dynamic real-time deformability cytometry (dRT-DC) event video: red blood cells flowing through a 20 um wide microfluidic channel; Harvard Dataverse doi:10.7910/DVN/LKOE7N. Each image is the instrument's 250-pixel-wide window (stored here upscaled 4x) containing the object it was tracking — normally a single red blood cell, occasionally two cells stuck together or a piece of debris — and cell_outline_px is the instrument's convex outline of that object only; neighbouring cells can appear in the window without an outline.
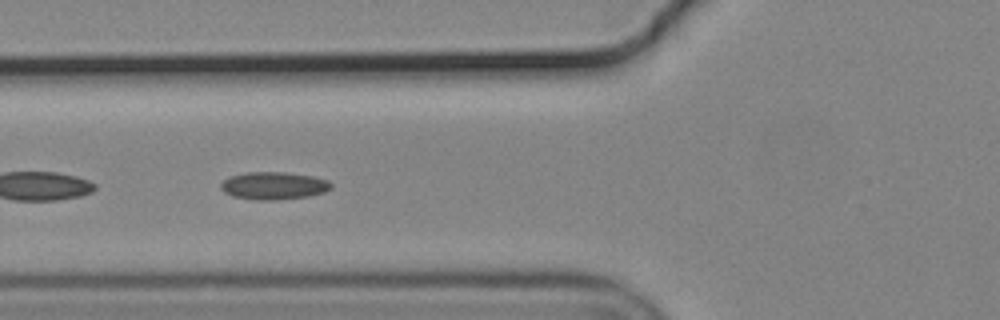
{"species": "common noctule bat (a hibernating species)", "species_latin": "Nyctalus noctula", "temperature_condition": "cold", "stored_images_in_passage": 43, "camera_frame_rate_fps": 3000, "um_per_image_px": 0.085, "animal": {"sex": "male", "body_mass_g": 19.2, "forearm_length_mm": 51.8}, "frame": {"image": 1, "passage_image": 16, "time_ms": 5.0, "image_size_px": [1000, 320], "cell_outline_px": [[332, 188], [324, 192], [308, 196], [276, 200], [256, 200], [232, 196], [224, 192], [220, 188], [220, 184], [228, 176], [248, 172], [284, 172], [312, 176], [328, 180], [332, 184]], "centroid_in_image_um": [23.25, 15.78], "position_along_channel_um": 102.6, "area_um2": 17.8}}
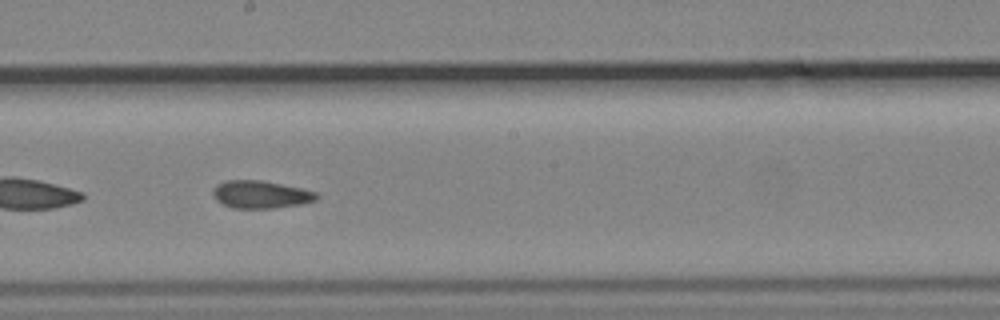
{"frame": {"image": 2, "passage_image": 26, "time_ms": 8.333, "image_size_px": [1000, 320], "cell_outline_px": [[320, 196], [316, 200], [300, 204], [272, 208], [232, 208], [216, 200], [212, 192], [216, 184], [228, 180], [260, 180], [300, 188], [316, 192]], "centroid_in_image_um": [22.15, 16.53], "position_along_channel_um": 226.1, "area_um2": 16.53}}
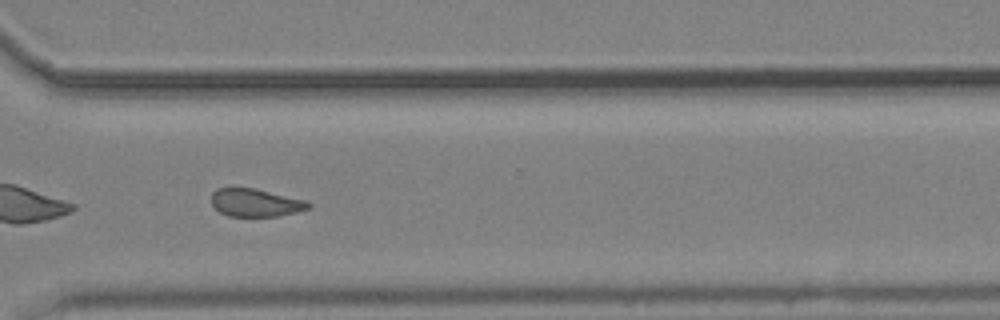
{"frame": {"image": 3, "passage_image": 36, "time_ms": 11.667, "image_size_px": [1000, 320], "cell_outline_px": [[312, 204], [308, 208], [296, 212], [276, 216], [228, 216], [220, 212], [212, 204], [212, 192], [216, 188], [256, 188], [308, 200]], "centroid_in_image_um": [21.74, 17.21], "position_along_channel_um": 348.9, "area_um2": 15.84}, "authors_computed_cell_mechanics": {"area_um2": 16.762, "velocity_mm_per_s": 3.6974, "shape_relaxation_time_tau1_ms": null, "shape_relaxation_time_tau2_ms": 4.3331, "deformation_change_tau1": null, "deformation_change_tau2": 0.1114}}